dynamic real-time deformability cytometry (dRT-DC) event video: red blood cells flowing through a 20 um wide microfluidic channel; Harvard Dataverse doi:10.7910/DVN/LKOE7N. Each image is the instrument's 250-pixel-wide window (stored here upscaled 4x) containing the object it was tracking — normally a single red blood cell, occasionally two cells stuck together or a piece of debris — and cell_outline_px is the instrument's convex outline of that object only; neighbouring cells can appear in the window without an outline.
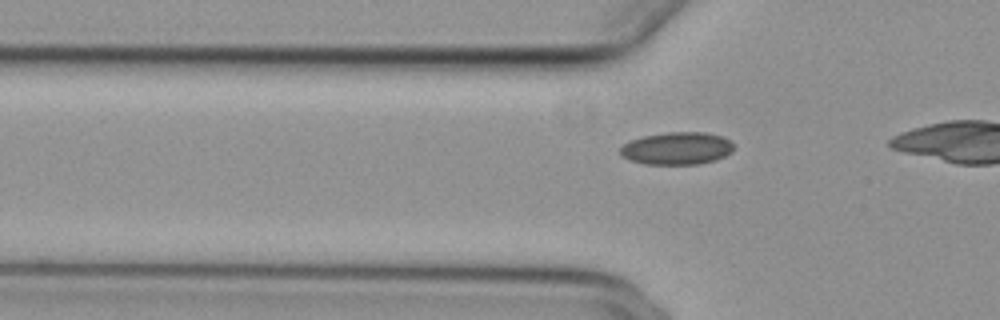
{"species": "common noctule bat (a hibernating species)", "species_latin": "Nyctalus noctula", "temperature_condition": "cold", "stored_images_in_passage": 9, "camera_frame_rate_fps": 3000, "um_per_image_px": 0.085, "animal": {"sex": "female", "body_mass_g": 29.2, "forearm_length_mm": 56.3}, "frame": {"image": 1, "passage_image": 6, "time_ms": 1.667, "image_size_px": [1000, 320], "cell_outline_px": [[732, 152], [716, 160], [700, 164], [644, 164], [628, 160], [620, 156], [620, 148], [624, 144], [632, 140], [644, 136], [668, 132], [704, 132], [720, 136], [728, 140], [732, 144]], "centroid_in_image_um": [57.5, 12.62], "position_along_channel_um": 68.3, "area_um2": 21.44}}